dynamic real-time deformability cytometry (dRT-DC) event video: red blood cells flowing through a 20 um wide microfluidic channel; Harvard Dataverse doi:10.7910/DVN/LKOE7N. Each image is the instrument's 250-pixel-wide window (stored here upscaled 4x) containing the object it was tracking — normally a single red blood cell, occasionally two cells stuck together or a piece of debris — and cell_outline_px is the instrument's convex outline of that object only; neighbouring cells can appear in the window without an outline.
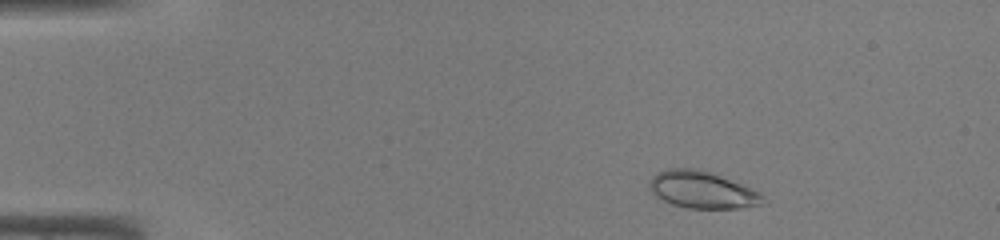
{"species": "common noctule bat (a hibernating species)", "species_latin": "Nyctalus noctula", "temperature_condition": "warm", "stored_images_in_passage": 43, "camera_frame_rate_fps": 3000, "um_per_image_px": 0.085, "animal": {"sex": "male", "body_mass_g": 19.0, "forearm_length_mm": 50.8}, "frame": {"image": 1, "passage_image": 4, "time_ms": 1.0, "image_size_px": [1000, 240], "cell_outline_px": [[764, 204], [740, 208], [688, 208], [672, 204], [656, 196], [648, 188], [648, 184], [652, 176], [656, 172], [668, 168], [696, 168], [712, 172], [760, 192], [764, 196]], "centroid_in_image_um": [59.67, 16.12], "position_along_channel_um": 25.3, "area_um2": 24.57}}
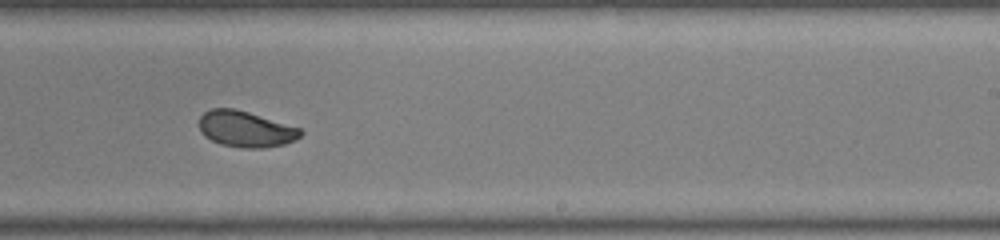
{"frame": {"image": 2, "passage_image": 26, "time_ms": 8.333, "image_size_px": [1000, 240], "cell_outline_px": [[304, 132], [296, 140], [284, 144], [264, 148], [240, 148], [220, 144], [204, 136], [200, 132], [200, 116], [204, 112], [212, 108], [232, 108], [248, 112], [300, 128]], "centroid_in_image_um": [20.88, 10.98], "position_along_channel_um": 268.1, "area_um2": 21.27}}
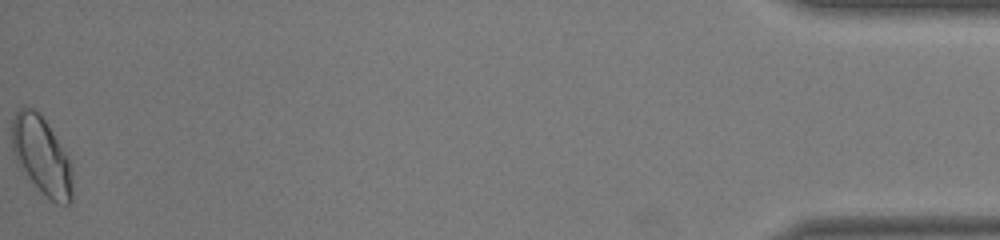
{"frame": {"image": 3, "passage_image": 43, "time_ms": 14.0, "image_size_px": [1000, 240], "cell_outline_px": [[72, 200], [68, 204], [56, 204], [16, 164], [12, 152], [12, 120], [16, 112], [20, 108], [32, 108], [44, 120], [68, 156], [72, 168]], "centroid_in_image_um": [3.53, 13.24], "position_along_channel_um": 431.7, "area_um2": 26.88}}